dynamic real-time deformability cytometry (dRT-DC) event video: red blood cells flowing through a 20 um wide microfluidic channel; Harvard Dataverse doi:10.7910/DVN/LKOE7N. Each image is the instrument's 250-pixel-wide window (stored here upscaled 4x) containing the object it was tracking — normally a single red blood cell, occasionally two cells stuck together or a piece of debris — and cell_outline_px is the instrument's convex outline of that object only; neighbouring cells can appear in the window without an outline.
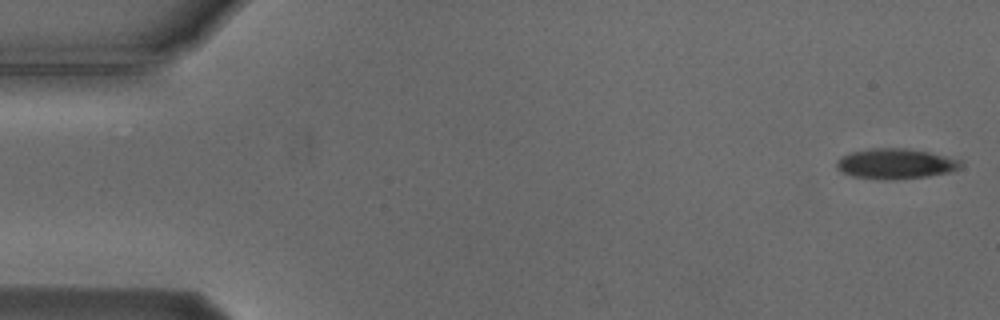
{"species": "Egyptian fruit bat (a non-hibernating species)", "species_latin": "Rousettus aegyptiacus", "temperature_condition": "cold", "stored_images_in_passage": 54, "camera_frame_rate_fps": 3000, "um_per_image_px": 0.085, "animal": {"sex": "male"}, "frame": {"image": 1, "passage_image": 1, "time_ms": 0.0, "image_size_px": [1000, 320], "cell_outline_px": [[964, 164], [960, 168], [948, 172], [928, 176], [884, 180], [852, 176], [840, 172], [836, 168], [836, 160], [840, 156], [852, 152], [872, 148], [908, 148], [928, 152], [964, 160]], "centroid_in_image_um": [76.11, 13.91], "position_along_channel_um": 8.9, "area_um2": 22.08}}
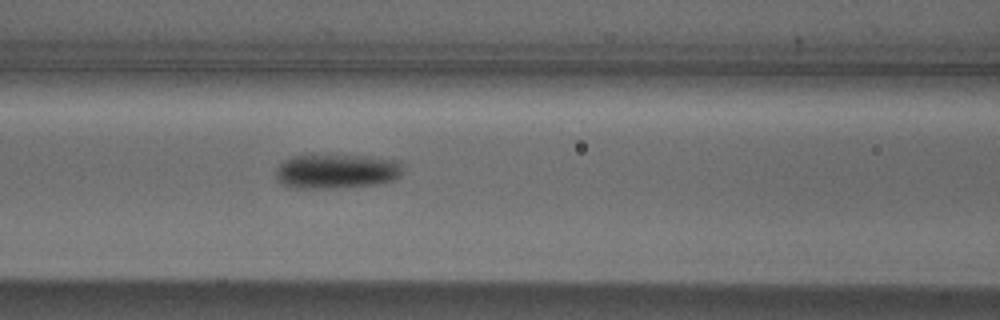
{"frame": {"image": 2, "passage_image": 22, "time_ms": 7.0, "image_size_px": [1000, 320], "cell_outline_px": [[404, 172], [396, 180], [380, 184], [332, 188], [292, 188], [276, 180], [276, 168], [284, 160], [292, 156], [368, 156], [400, 160]], "centroid_in_image_um": [28.66, 14.57], "position_along_channel_um": 137.9, "area_um2": 25.72}}
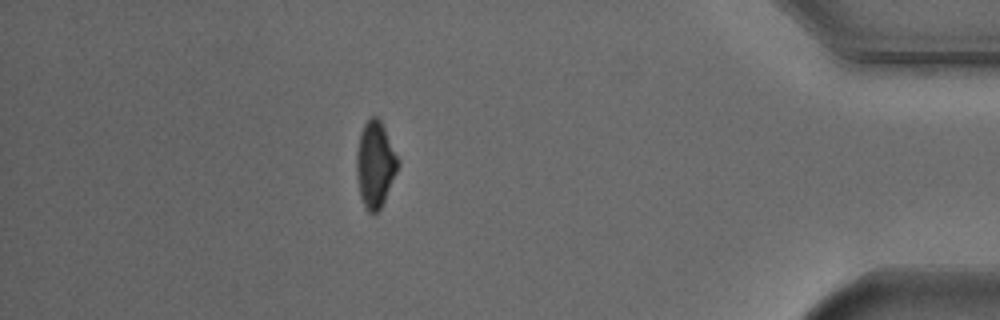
{"frame": {"image": 3, "passage_image": 47, "time_ms": 15.333, "image_size_px": [1000, 320], "cell_outline_px": [[400, 164], [384, 200], [380, 208], [376, 212], [368, 212], [364, 208], [360, 196], [356, 176], [356, 152], [360, 132], [364, 124], [372, 116], [376, 116], [380, 120], [400, 160]], "centroid_in_image_um": [31.88, 13.97], "position_along_channel_um": 403.3, "area_um2": 20.81}, "authors_computed_cell_mechanics": {"area_um2": 23.1778, "velocity_mm_per_s": 3.7563, "shape_relaxation_time_tau1_ms": 2.7599, "shape_relaxation_time_tau2_ms": 6.4459, "deformation_change_tau1": 0.1123, "deformation_change_tau2": 0.1258}}